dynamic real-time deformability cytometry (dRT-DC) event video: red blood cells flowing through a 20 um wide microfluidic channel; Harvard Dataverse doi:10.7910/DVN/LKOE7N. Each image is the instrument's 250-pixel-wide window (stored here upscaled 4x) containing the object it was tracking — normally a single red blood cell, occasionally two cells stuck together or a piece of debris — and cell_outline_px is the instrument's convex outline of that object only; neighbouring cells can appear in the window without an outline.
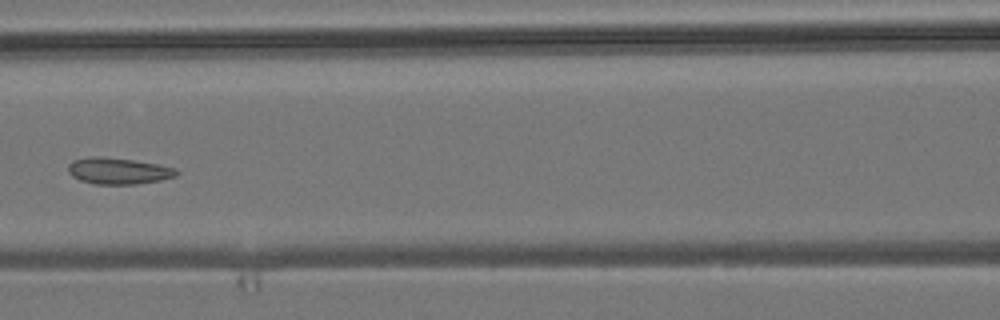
{"species": "common noctule bat (a hibernating species)", "species_latin": "Nyctalus noctula", "temperature_condition": "room temperature", "stored_images_in_passage": 6, "camera_frame_rate_fps": 3000, "um_per_image_px": 0.085, "animal": {"sex": "male", "body_mass_g": 19.2, "forearm_length_mm": 51.8}, "frame": {"image": 1, "passage_image": 6, "time_ms": 6.667, "image_size_px": [1000, 320], "cell_outline_px": [[180, 172], [176, 176], [160, 180], [136, 184], [92, 184], [80, 180], [72, 176], [68, 172], [68, 164], [72, 160], [88, 156], [104, 156], [160, 164], [176, 168]], "centroid_in_image_um": [10.05, 14.52], "position_along_channel_um": 156.6, "area_um2": 16.94}}